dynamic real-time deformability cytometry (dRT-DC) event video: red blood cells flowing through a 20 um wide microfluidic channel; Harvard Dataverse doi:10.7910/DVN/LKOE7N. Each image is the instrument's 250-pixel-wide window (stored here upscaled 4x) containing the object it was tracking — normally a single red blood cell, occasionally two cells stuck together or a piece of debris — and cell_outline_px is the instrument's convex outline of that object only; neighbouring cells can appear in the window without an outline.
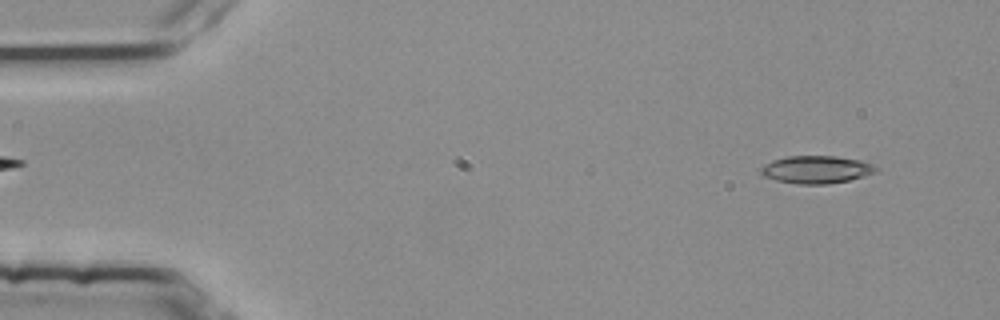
{"species": "common noctule bat (a hibernating species)", "species_latin": "Nyctalus noctula", "temperature_condition": "room temperature", "stored_images_in_passage": 52, "camera_frame_rate_fps": 3000, "um_per_image_px": 0.085, "animal": {"sex": "female", "body_mass_g": 25.1}, "frame": {"image": 1, "passage_image": 3, "time_ms": 0.667, "image_size_px": [1000, 320], "cell_outline_px": [[880, 168], [876, 172], [864, 176], [848, 180], [828, 184], [796, 184], [776, 180], [764, 176], [760, 172], [760, 168], [764, 164], [772, 160], [788, 156], [836, 156], [860, 160], [872, 164]], "centroid_in_image_um": [69.39, 14.41], "position_along_channel_um": 15.6, "area_um2": 18.61}}
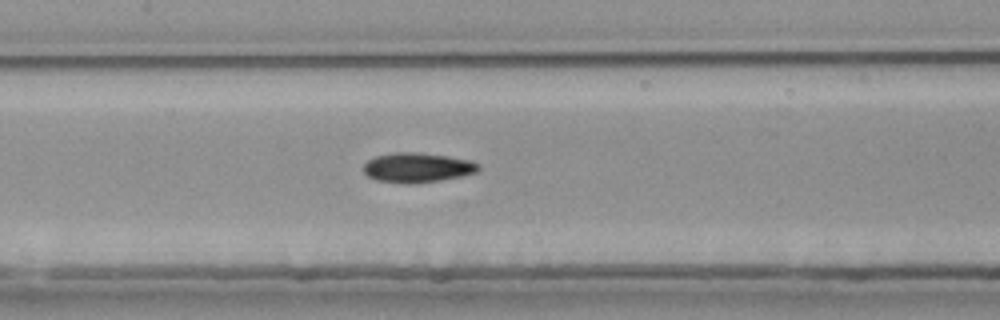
{"frame": {"image": 2, "passage_image": 24, "time_ms": 7.667, "image_size_px": [1000, 320], "cell_outline_px": [[480, 168], [476, 172], [460, 176], [440, 180], [408, 184], [380, 180], [368, 176], [364, 172], [364, 164], [368, 160], [376, 156], [392, 152], [416, 152], [448, 156], [468, 160], [480, 164]], "centroid_in_image_um": [35.47, 14.23], "position_along_channel_um": 171.9, "area_um2": 19.65}}
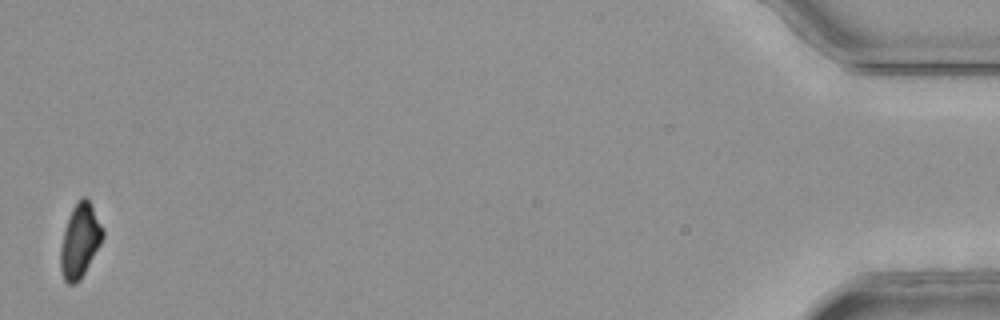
{"frame": {"image": 3, "passage_image": 52, "time_ms": 17.0, "image_size_px": [1000, 320], "cell_outline_px": [[104, 236], [100, 244], [80, 280], [76, 284], [68, 284], [64, 280], [60, 268], [60, 248], [64, 232], [72, 208], [80, 196], [84, 196], [92, 204], [104, 228]], "centroid_in_image_um": [6.8, 20.45], "position_along_channel_um": 428.4, "area_um2": 18.15}, "authors_computed_cell_mechanics": {"area_um2": 18.9295, "velocity_mm_per_s": 3.796, "shape_relaxation_time_tau1_ms": null, "shape_relaxation_time_tau2_ms": 8.0876, "deformation_change_tau1": null, "deformation_change_tau2": 0.1597}}